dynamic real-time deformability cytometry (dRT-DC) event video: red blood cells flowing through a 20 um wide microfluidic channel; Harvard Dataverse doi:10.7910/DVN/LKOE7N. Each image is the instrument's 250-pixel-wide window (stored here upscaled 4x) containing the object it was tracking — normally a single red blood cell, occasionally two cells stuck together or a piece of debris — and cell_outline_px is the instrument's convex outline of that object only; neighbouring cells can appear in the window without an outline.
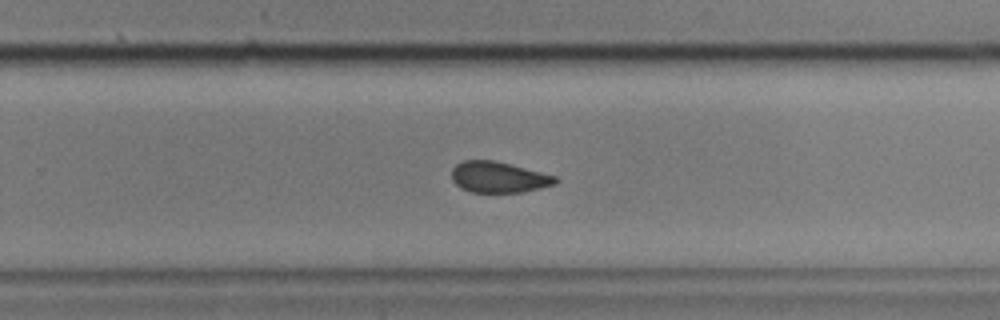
{"species": "common noctule bat (a hibernating species)", "species_latin": "Nyctalus noctula", "temperature_condition": "cold", "stored_images_in_passage": 50, "camera_frame_rate_fps": 3000, "um_per_image_px": 0.085, "animal": {"sex": "male", "body_mass_g": 17.9, "forearm_length_mm": 54.2}, "frame": {"image": 1, "passage_image": 29, "time_ms": 9.333, "image_size_px": [1000, 320], "cell_outline_px": [[560, 180], [556, 184], [540, 188], [520, 192], [472, 192], [460, 188], [452, 180], [452, 168], [456, 164], [464, 160], [496, 160], [556, 176]], "centroid_in_image_um": [42.38, 15.05], "position_along_channel_um": 287.4, "area_um2": 18.79}, "authors_computed_cell_mechanics": {"area_um2": 19.7098, "velocity_mm_per_s": 3.6122, "shape_relaxation_time_tau1_ms": null, "shape_relaxation_time_tau2_ms": 4.0387, "deformation_change_tau1": null, "deformation_change_tau2": 0.0694}}